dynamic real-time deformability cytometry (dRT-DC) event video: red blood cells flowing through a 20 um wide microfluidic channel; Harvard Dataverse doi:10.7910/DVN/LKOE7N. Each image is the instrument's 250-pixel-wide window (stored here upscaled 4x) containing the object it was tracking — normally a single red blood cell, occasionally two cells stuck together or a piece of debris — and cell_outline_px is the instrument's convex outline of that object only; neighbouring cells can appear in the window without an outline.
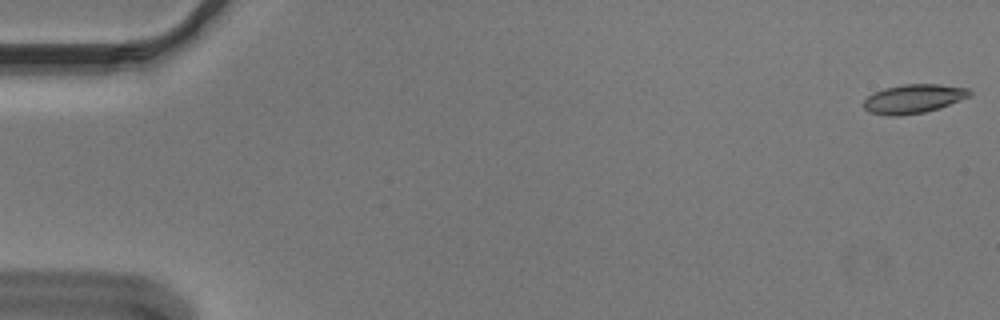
{"species": "Egyptian fruit bat (a non-hibernating species)", "species_latin": "Rousettus aegyptiacus", "temperature_condition": "cold", "stored_images_in_passage": 55, "camera_frame_rate_fps": 3000, "um_per_image_px": 0.085, "animal": {"sex": "male"}, "frame": {"image": 1, "passage_image": 1, "time_ms": 0.0, "image_size_px": [1000, 320], "cell_outline_px": [[972, 92], [968, 96], [960, 100], [940, 108], [924, 112], [900, 116], [888, 116], [868, 112], [864, 108], [864, 100], [872, 92], [884, 88], [904, 84], [940, 84], [968, 88]], "centroid_in_image_um": [77.61, 8.4], "position_along_channel_um": 7.4, "area_um2": 17.98}}
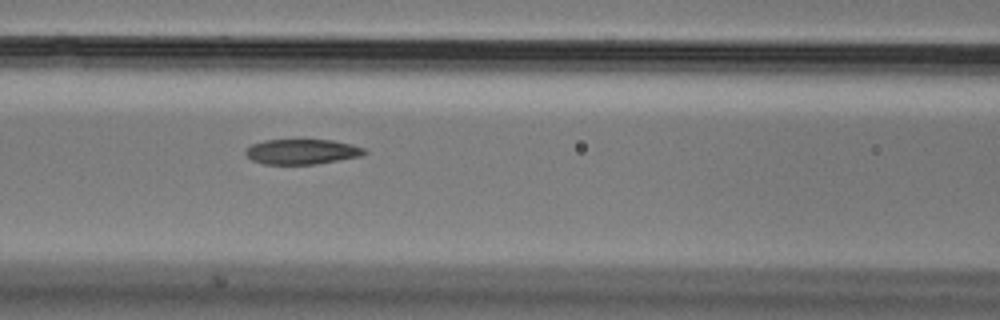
{"frame": {"image": 2, "passage_image": 24, "time_ms": 7.667, "image_size_px": [1000, 320], "cell_outline_px": [[368, 152], [360, 156], [316, 164], [264, 164], [252, 160], [244, 152], [252, 144], [264, 140], [332, 140], [352, 144], [364, 148]], "centroid_in_image_um": [25.67, 12.89], "position_along_channel_um": 140.9, "area_um2": 17.28}}
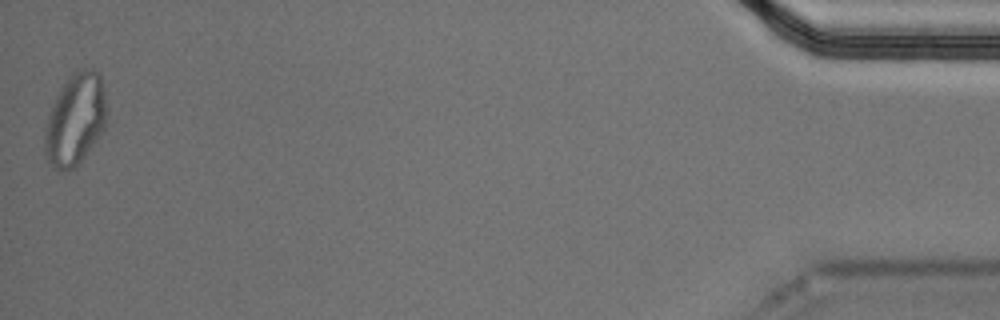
{"frame": {"image": 3, "passage_image": 55, "time_ms": 18.0, "image_size_px": [1000, 320], "cell_outline_px": [[108, 112], [104, 128], [96, 140], [84, 156], [72, 168], [64, 172], [52, 168], [44, 152], [44, 132], [48, 116], [56, 96], [72, 72], [76, 68], [92, 68], [100, 76], [104, 92]], "centroid_in_image_um": [6.39, 10.14], "position_along_channel_um": 428.8, "area_um2": 33.06}, "authors_computed_cell_mechanics": {"area_um2": 18.3226, "velocity_mm_per_s": 3.648, "shape_relaxation_time_tau1_ms": 7.053, "shape_relaxation_time_tau2_ms": 2.2588, "deformation_change_tau1": 0.1907, "deformation_change_tau2": 0.0791}}